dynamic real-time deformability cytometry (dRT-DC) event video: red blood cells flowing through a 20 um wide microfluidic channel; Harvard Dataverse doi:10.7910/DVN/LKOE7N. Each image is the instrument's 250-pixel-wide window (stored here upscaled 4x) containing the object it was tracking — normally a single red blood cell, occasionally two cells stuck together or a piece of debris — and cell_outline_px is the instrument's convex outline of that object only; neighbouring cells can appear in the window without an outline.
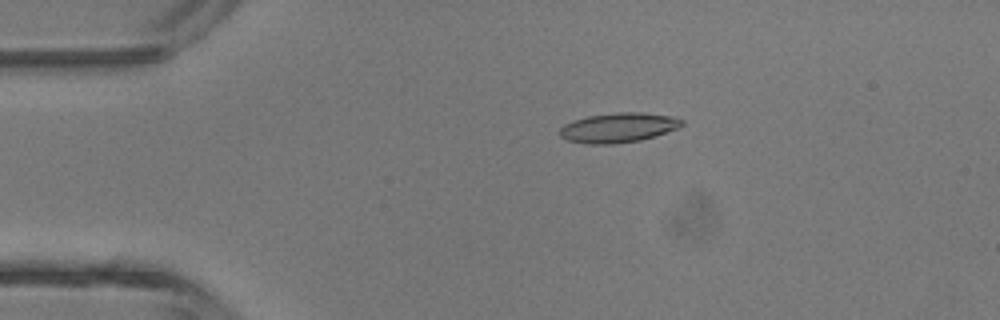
{"species": "common noctule bat (a hibernating species)", "species_latin": "Nyctalus noctula", "temperature_condition": "room temperature", "stored_images_in_passage": 4, "camera_frame_rate_fps": 3000, "um_per_image_px": 0.085, "animal": {"sex": "male", "body_mass_g": 13.3}, "frame": {"image": 1, "passage_image": 2, "time_ms": 1.333, "image_size_px": [1000, 320], "cell_outline_px": [[684, 124], [676, 128], [656, 136], [640, 140], [612, 144], [588, 144], [568, 140], [560, 136], [560, 128], [564, 124], [572, 120], [588, 116], [616, 112], [640, 112], [672, 116], [684, 120]], "centroid_in_image_um": [52.55, 10.84], "position_along_channel_um": 32.4, "area_um2": 21.1}}
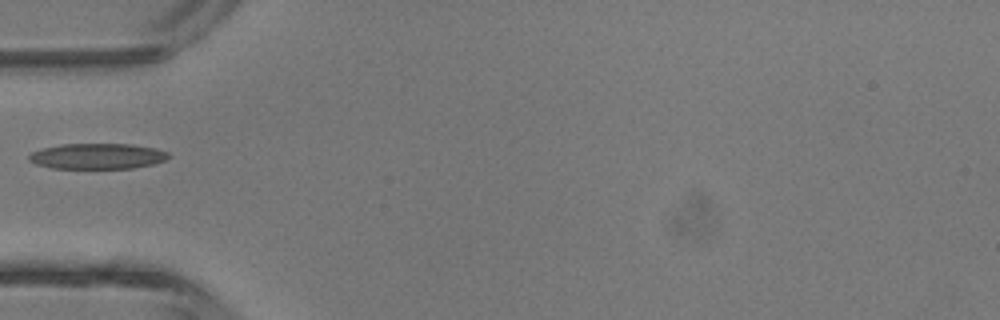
{"frame": {"image": 2, "passage_image": 4, "time_ms": 3.333, "image_size_px": [1000, 320], "cell_outline_px": [[168, 156], [164, 160], [152, 164], [132, 168], [52, 168], [36, 164], [28, 160], [28, 156], [32, 152], [40, 148], [60, 144], [132, 144], [156, 148], [168, 152]], "centroid_in_image_um": [8.23, 13.27], "position_along_channel_um": 76.8, "area_um2": 20.81}}